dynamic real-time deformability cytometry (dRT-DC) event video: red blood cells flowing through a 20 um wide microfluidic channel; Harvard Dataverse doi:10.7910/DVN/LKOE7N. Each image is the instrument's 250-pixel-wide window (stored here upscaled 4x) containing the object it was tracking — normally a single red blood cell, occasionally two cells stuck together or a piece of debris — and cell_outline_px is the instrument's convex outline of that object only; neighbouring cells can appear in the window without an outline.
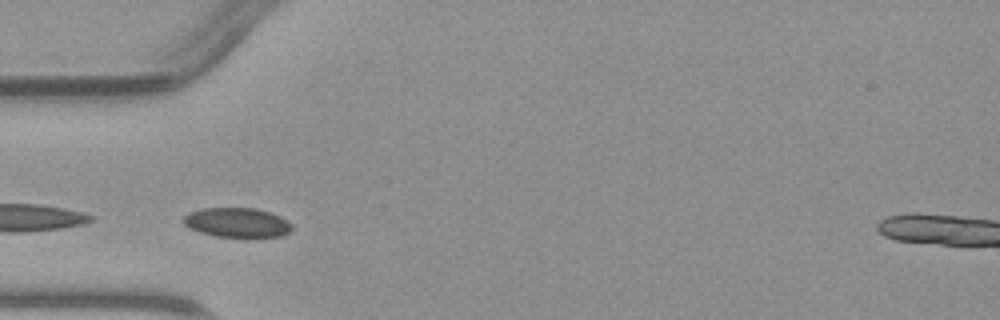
{"species": "common noctule bat (a hibernating species)", "species_latin": "Nyctalus noctula", "temperature_condition": "warm", "stored_images_in_passage": 28, "camera_frame_rate_fps": 3000, "um_per_image_px": 0.085, "animal": {"sex": "male", "body_mass_g": 23.1, "forearm_length_mm": 52.7}, "frame": {"image": 1, "passage_image": 6, "time_ms": 1.667, "image_size_px": [1000, 320], "cell_outline_px": [[292, 228], [288, 232], [280, 236], [216, 236], [200, 232], [184, 224], [184, 216], [188, 212], [204, 208], [256, 208], [280, 216], [288, 220], [292, 224]], "centroid_in_image_um": [20.16, 18.9], "position_along_channel_um": 64.8, "area_um2": 18.32}}
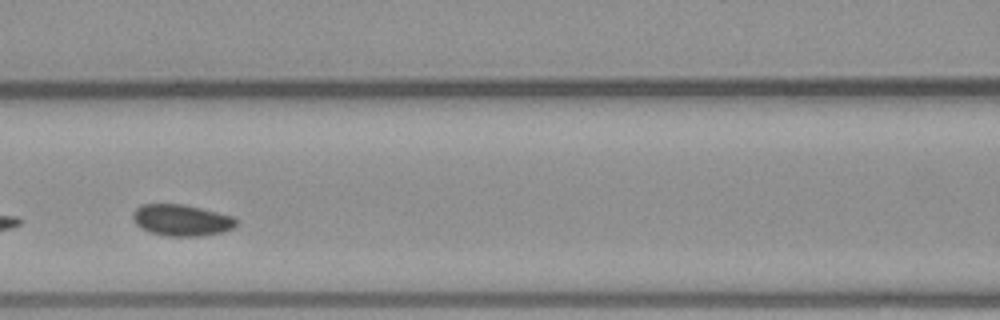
{"frame": {"image": 2, "passage_image": 12, "time_ms": 3.667, "image_size_px": [1000, 320], "cell_outline_px": [[236, 224], [232, 228], [224, 232], [200, 236], [168, 236], [152, 232], [140, 228], [132, 220], [132, 212], [140, 204], [184, 204], [232, 216], [236, 220]], "centroid_in_image_um": [15.39, 18.71], "position_along_channel_um": 151.2, "area_um2": 18.9}}
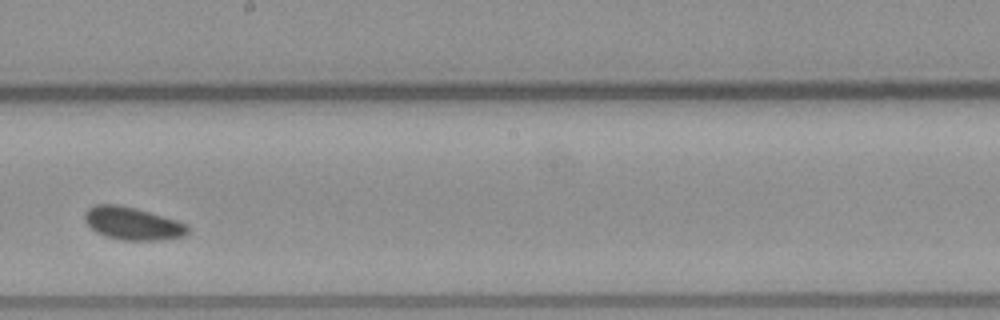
{"frame": {"image": 3, "passage_image": 18, "time_ms": 5.667, "image_size_px": [1000, 320], "cell_outline_px": [[188, 232], [184, 236], [156, 240], [124, 240], [104, 236], [96, 232], [84, 220], [84, 212], [88, 208], [96, 204], [120, 204], [136, 208], [176, 220], [188, 224]], "centroid_in_image_um": [11.24, 18.98], "position_along_channel_um": 237.0, "area_um2": 19.65}}